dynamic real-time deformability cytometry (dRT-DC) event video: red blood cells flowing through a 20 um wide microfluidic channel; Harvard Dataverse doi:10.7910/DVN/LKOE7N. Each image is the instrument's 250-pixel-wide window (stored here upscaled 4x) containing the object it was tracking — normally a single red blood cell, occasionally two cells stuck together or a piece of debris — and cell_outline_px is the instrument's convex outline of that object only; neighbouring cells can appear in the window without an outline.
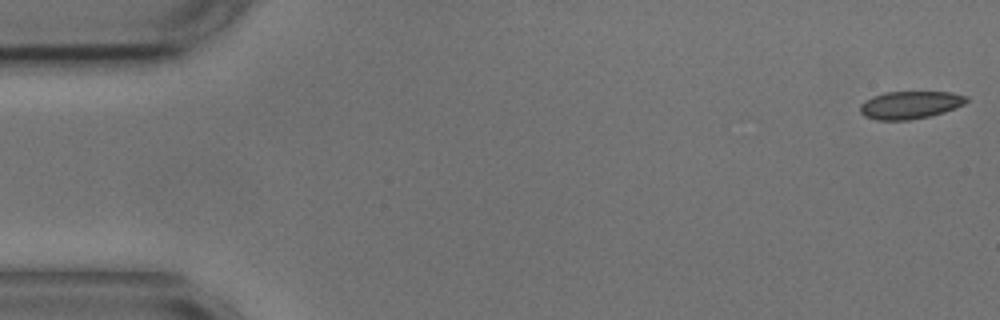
{"species": "common noctule bat (a hibernating species)", "species_latin": "Nyctalus noctula", "temperature_condition": "cold", "stored_images_in_passage": 55, "camera_frame_rate_fps": 3000, "um_per_image_px": 0.085, "animal": {"sex": "male", "body_mass_g": 17.9, "forearm_length_mm": 54.2}, "frame": {"image": 1, "passage_image": 1, "time_ms": 0.0, "image_size_px": [1000, 320], "cell_outline_px": [[968, 100], [964, 104], [956, 108], [944, 112], [928, 116], [908, 120], [876, 120], [864, 116], [860, 112], [860, 104], [864, 100], [872, 96], [884, 92], [952, 92], [968, 96]], "centroid_in_image_um": [77.34, 8.91], "position_along_channel_um": 7.7, "area_um2": 17.28}}
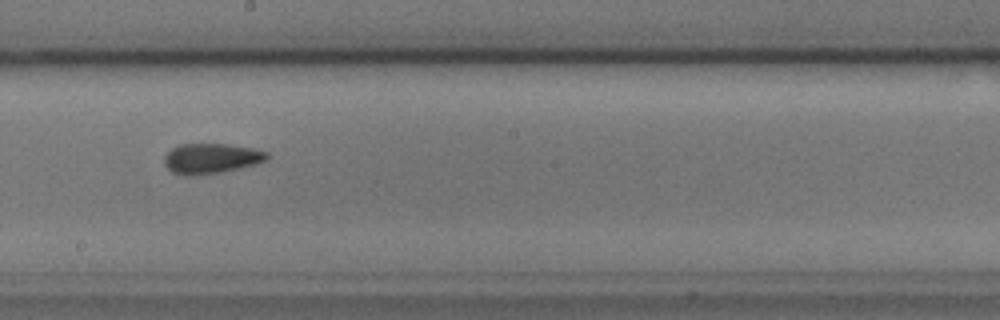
{"frame": {"image": 2, "passage_image": 30, "time_ms": 9.667, "image_size_px": [1000, 320], "cell_outline_px": [[268, 160], [256, 164], [224, 172], [196, 176], [184, 176], [172, 172], [164, 164], [164, 156], [172, 148], [180, 144], [228, 144], [252, 148], [268, 152]], "centroid_in_image_um": [17.95, 13.48], "position_along_channel_um": 230.3, "area_um2": 18.32}}
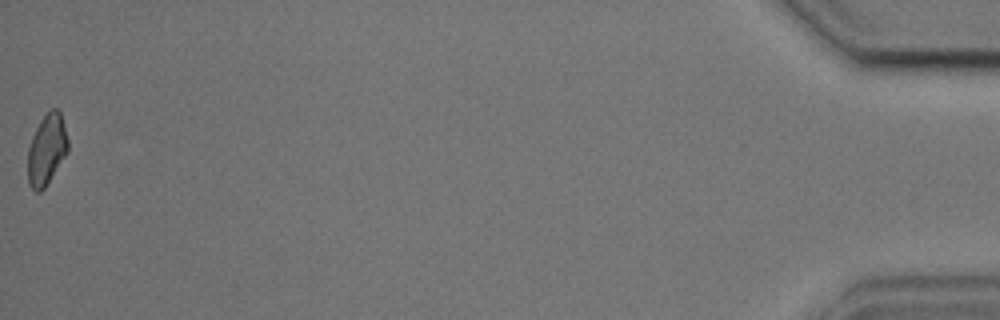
{"frame": {"image": 3, "passage_image": 55, "time_ms": 18.0, "image_size_px": [1000, 320], "cell_outline_px": [[68, 152], [44, 188], [40, 192], [36, 192], [28, 184], [28, 148], [32, 136], [40, 120], [52, 108], [56, 108], [60, 112], [68, 140]], "centroid_in_image_um": [3.96, 12.72], "position_along_channel_um": 431.2, "area_um2": 16.42}, "authors_computed_cell_mechanics": {"area_um2": 17.6868, "velocity_mm_per_s": 3.6037, "shape_relaxation_time_tau1_ms": 10.298, "shape_relaxation_time_tau2_ms": 1.4346, "deformation_change_tau1": 0.1807, "deformation_change_tau2": 0.0792}}